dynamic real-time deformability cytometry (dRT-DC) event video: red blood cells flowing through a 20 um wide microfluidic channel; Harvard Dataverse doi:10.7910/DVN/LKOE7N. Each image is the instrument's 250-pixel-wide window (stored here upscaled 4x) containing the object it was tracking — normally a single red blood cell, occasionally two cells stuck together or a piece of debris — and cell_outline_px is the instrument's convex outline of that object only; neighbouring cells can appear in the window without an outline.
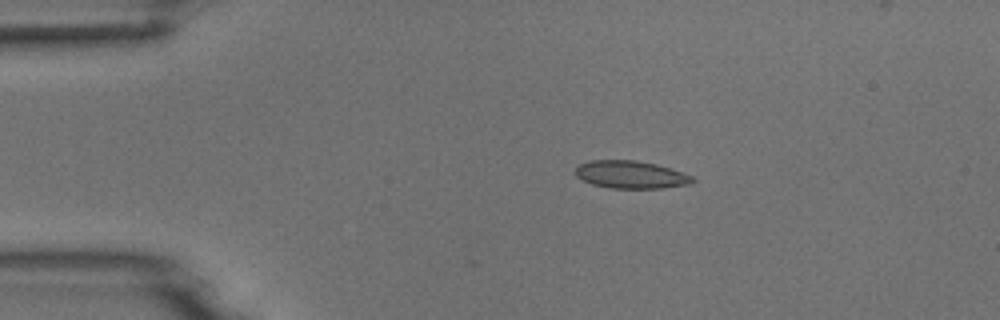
{"species": "common noctule bat (a hibernating species)", "species_latin": "Nyctalus noctula", "temperature_condition": "room temperature", "stored_images_in_passage": 6, "camera_frame_rate_fps": 3000, "um_per_image_px": 0.085, "animal": {"sex": "male", "body_mass_g": 18.8}, "frame": {"image": 1, "passage_image": 2, "time_ms": 0.333, "image_size_px": [1000, 320], "cell_outline_px": [[696, 180], [692, 184], [664, 188], [612, 188], [592, 184], [576, 176], [572, 172], [580, 164], [592, 160], [636, 160], [656, 164], [692, 176]], "centroid_in_image_um": [53.61, 14.85], "position_along_channel_um": 31.4, "area_um2": 18.84}}
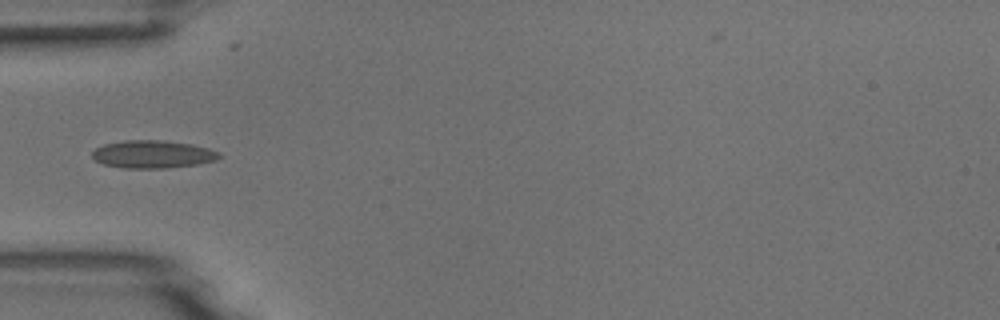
{"frame": {"image": 2, "passage_image": 4, "time_ms": 1.0, "image_size_px": [1000, 320], "cell_outline_px": [[220, 156], [216, 160], [196, 164], [168, 168], [124, 168], [104, 164], [96, 160], [92, 156], [92, 152], [96, 148], [104, 144], [124, 140], [160, 140], [192, 144], [208, 148], [216, 152]], "centroid_in_image_um": [12.95, 13.11], "position_along_channel_um": 72.0, "area_um2": 20.35}}